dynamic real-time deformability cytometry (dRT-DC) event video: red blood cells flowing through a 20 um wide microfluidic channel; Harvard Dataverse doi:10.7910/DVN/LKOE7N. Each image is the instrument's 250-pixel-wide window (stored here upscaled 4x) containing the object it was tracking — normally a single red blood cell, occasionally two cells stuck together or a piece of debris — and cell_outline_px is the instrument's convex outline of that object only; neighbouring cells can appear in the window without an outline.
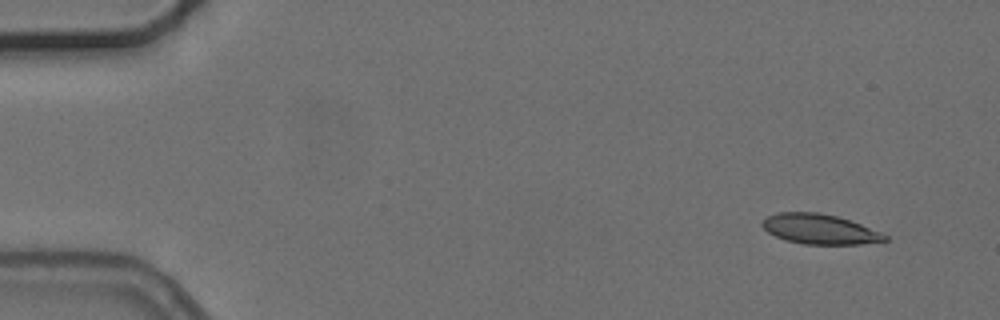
{"species": "common noctule bat (a hibernating species)", "species_latin": "Nyctalus noctula", "temperature_condition": "cold", "stored_images_in_passage": 9, "camera_frame_rate_fps": 3000, "um_per_image_px": 0.085, "animal": {"sex": "female", "body_mass_g": 24.6, "forearm_length_mm": 56.2}, "frame": {"image": 1, "passage_image": 2, "time_ms": 1.333, "image_size_px": [1000, 320], "cell_outline_px": [[888, 240], [860, 244], [804, 244], [784, 240], [768, 232], [760, 224], [768, 216], [776, 212], [820, 212], [836, 216], [860, 224], [880, 232], [888, 236]], "centroid_in_image_um": [69.64, 19.47], "position_along_channel_um": 15.4, "area_um2": 21.27}}
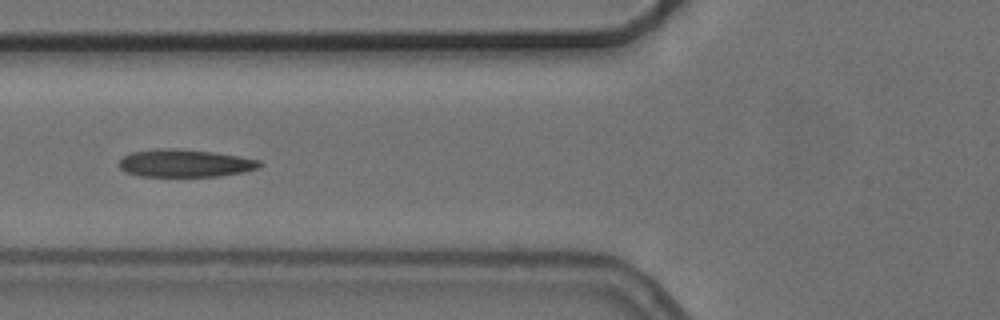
{"frame": {"image": 2, "passage_image": 6, "time_ms": 7.0, "image_size_px": [1000, 320], "cell_outline_px": [[264, 164], [260, 168], [244, 172], [220, 176], [140, 176], [124, 172], [116, 164], [124, 156], [132, 152], [160, 148], [176, 148], [216, 152], [240, 156], [260, 160]], "centroid_in_image_um": [15.75, 13.87], "position_along_channel_um": 110.1, "area_um2": 23.0}}
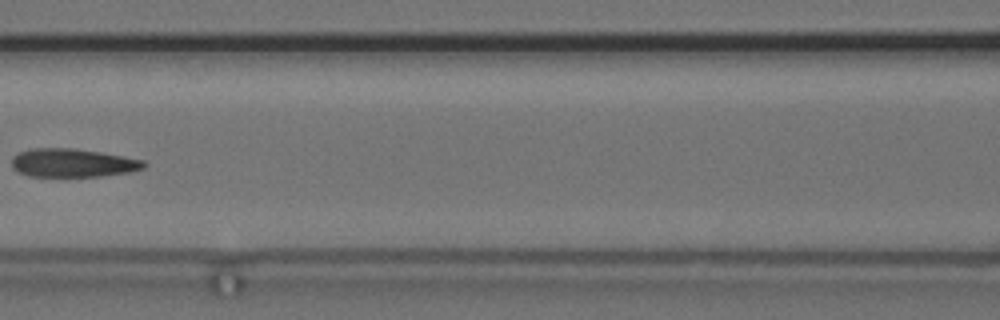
{"frame": {"image": 3, "passage_image": 7, "time_ms": 8.333, "image_size_px": [1000, 320], "cell_outline_px": [[148, 164], [144, 168], [128, 172], [100, 176], [28, 176], [12, 168], [12, 160], [20, 152], [32, 148], [72, 148], [100, 152], [124, 156], [144, 160]], "centroid_in_image_um": [6.21, 13.84], "position_along_channel_um": 160.4, "area_um2": 21.73}}